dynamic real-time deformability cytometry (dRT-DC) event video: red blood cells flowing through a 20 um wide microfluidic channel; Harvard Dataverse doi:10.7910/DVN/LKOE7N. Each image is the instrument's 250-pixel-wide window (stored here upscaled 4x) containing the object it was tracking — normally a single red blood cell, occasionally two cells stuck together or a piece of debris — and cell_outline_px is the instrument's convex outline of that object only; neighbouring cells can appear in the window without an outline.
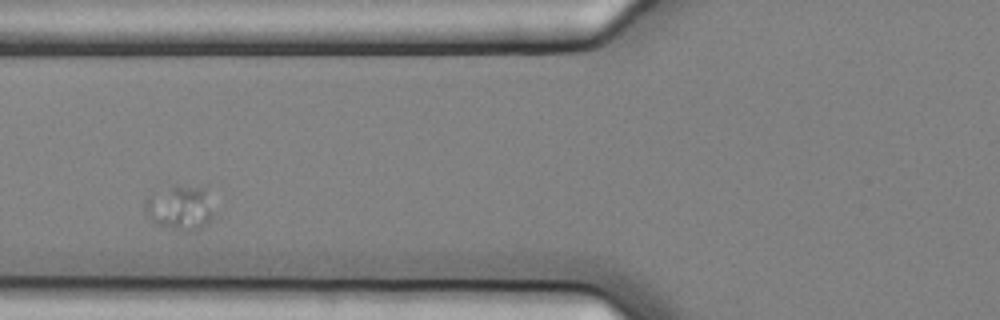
{"species": "common noctule bat (a hibernating species)", "species_latin": "Nyctalus noctula", "temperature_condition": "cold", "stored_images_in_passage": 5, "camera_frame_rate_fps": 3000, "um_per_image_px": 0.085, "animal": {"sex": "female", "body_mass_g": 25.1}, "frame": {"image": 1, "passage_image": 2, "time_ms": 0.333, "image_size_px": [1000, 320], "cell_outline_px": [[216, 212], [212, 220], [208, 224], [196, 232], [180, 232], [156, 224], [144, 212], [144, 200], [148, 192], [172, 184], [176, 184], [204, 188]], "centroid_in_image_um": [15.28, 17.66], "position_along_channel_um": 110.5, "area_um2": 19.13}}
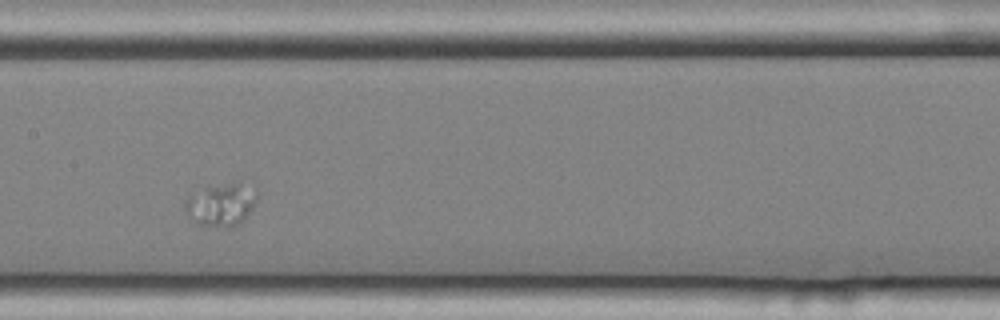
{"frame": {"image": 2, "passage_image": 4, "time_ms": 1.0, "image_size_px": [1000, 320], "cell_outline_px": [[260, 192], [252, 208], [244, 220], [240, 224], [232, 228], [216, 228], [196, 224], [188, 216], [184, 208], [184, 200], [188, 196], [204, 184], [232, 180], [256, 188]], "centroid_in_image_um": [18.78, 17.34], "position_along_channel_um": 188.6, "area_um2": 19.36}}
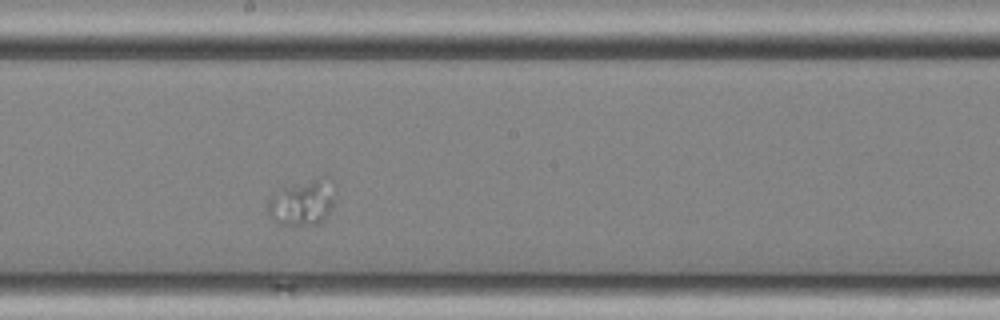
{"frame": {"image": 3, "passage_image": 5, "time_ms": 1.333, "image_size_px": [1000, 320], "cell_outline_px": [[336, 192], [332, 208], [328, 216], [324, 220], [316, 224], [280, 224], [268, 212], [268, 200], [284, 184], [312, 180], [316, 180], [336, 184]], "centroid_in_image_um": [25.72, 17.21], "position_along_channel_um": 222.5, "area_um2": 17.69}}